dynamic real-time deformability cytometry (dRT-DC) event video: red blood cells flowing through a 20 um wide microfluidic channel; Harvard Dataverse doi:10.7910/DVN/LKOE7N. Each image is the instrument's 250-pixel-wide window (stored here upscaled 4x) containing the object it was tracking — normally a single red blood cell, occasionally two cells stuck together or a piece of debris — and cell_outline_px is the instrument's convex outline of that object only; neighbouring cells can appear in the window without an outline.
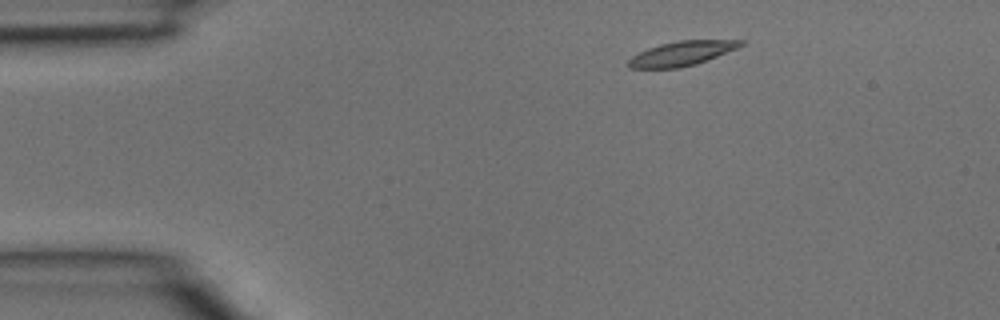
{"species": "common noctule bat (a hibernating species)", "species_latin": "Nyctalus noctula", "temperature_condition": "room temperature", "stored_images_in_passage": 34, "camera_frame_rate_fps": 3000, "um_per_image_px": 0.085, "animal": {"sex": "male", "body_mass_g": 15.6}, "frame": {"image": 1, "passage_image": 1, "time_ms": 0.0, "image_size_px": [1000, 320], "cell_outline_px": [[744, 44], [740, 48], [696, 64], [680, 68], [628, 68], [628, 60], [632, 56], [648, 48], [660, 44], [680, 40], [744, 40]], "centroid_in_image_um": [57.99, 4.54], "position_along_channel_um": 27.0, "area_um2": 16.07}}
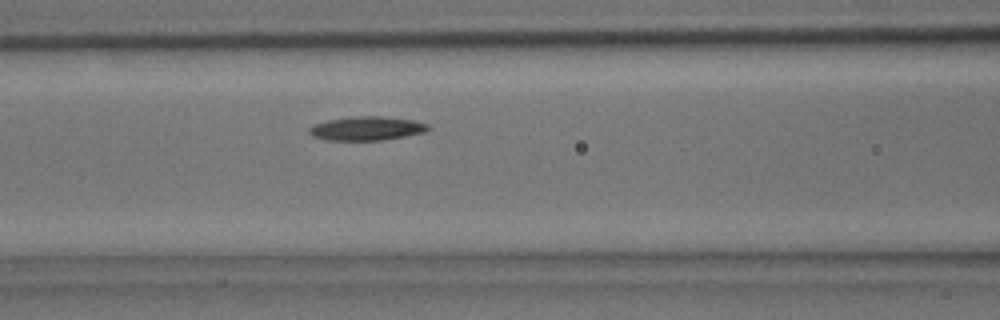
{"frame": {"image": 2, "passage_image": 11, "time_ms": 3.333, "image_size_px": [1000, 320], "cell_outline_px": [[432, 128], [424, 132], [404, 136], [380, 140], [324, 140], [312, 136], [308, 132], [308, 128], [316, 124], [328, 120], [356, 116], [380, 116], [412, 120], [428, 124]], "centroid_in_image_um": [31.16, 10.92], "position_along_channel_um": 135.4, "area_um2": 16.42}}
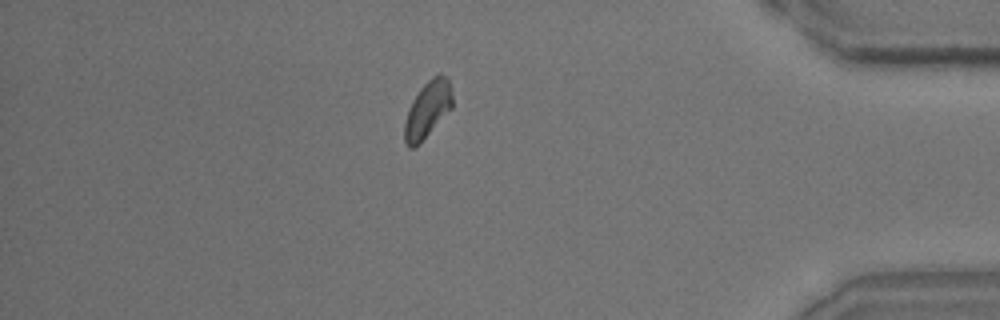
{"frame": {"image": 3, "passage_image": 29, "time_ms": 9.333, "image_size_px": [1000, 320], "cell_outline_px": [[452, 108], [412, 148], [408, 148], [404, 140], [404, 124], [408, 108], [412, 100], [420, 88], [432, 76], [440, 72], [448, 76], [452, 96]], "centroid_in_image_um": [36.34, 9.22], "position_along_channel_um": 398.9, "area_um2": 15.49}}